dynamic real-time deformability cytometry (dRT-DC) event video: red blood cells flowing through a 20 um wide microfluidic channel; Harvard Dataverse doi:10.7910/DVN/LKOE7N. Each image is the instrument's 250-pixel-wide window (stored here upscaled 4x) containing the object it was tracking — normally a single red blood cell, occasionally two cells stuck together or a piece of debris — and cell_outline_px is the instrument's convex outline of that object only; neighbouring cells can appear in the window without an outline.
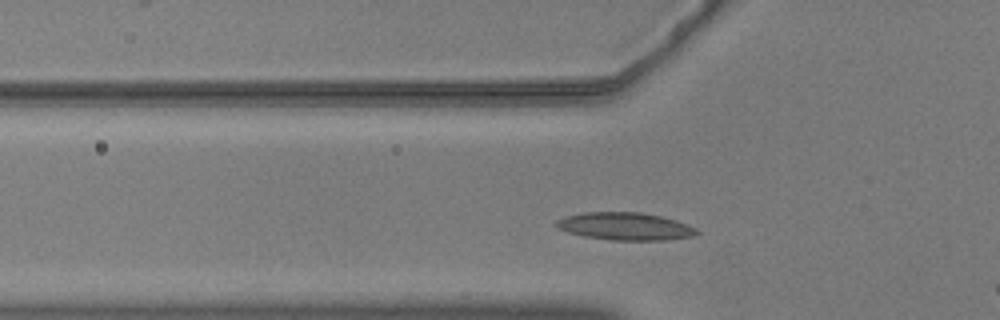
{"species": "common noctule bat (a hibernating species)", "species_latin": "Nyctalus noctula", "temperature_condition": "warm", "stored_images_in_passage": 39, "camera_frame_rate_fps": 3000, "um_per_image_px": 0.085, "animal": {"sex": "male", "body_mass_g": 20.5, "forearm_length_mm": 52.5}, "frame": {"image": 1, "passage_image": 8, "time_ms": 2.333, "image_size_px": [1000, 320], "cell_outline_px": [[700, 232], [692, 236], [664, 240], [612, 240], [584, 236], [568, 232], [556, 228], [552, 224], [556, 220], [564, 216], [584, 212], [640, 212], [660, 216], [676, 220], [688, 224], [696, 228]], "centroid_in_image_um": [53.09, 19.23], "position_along_channel_um": 72.7, "area_um2": 22.72}}
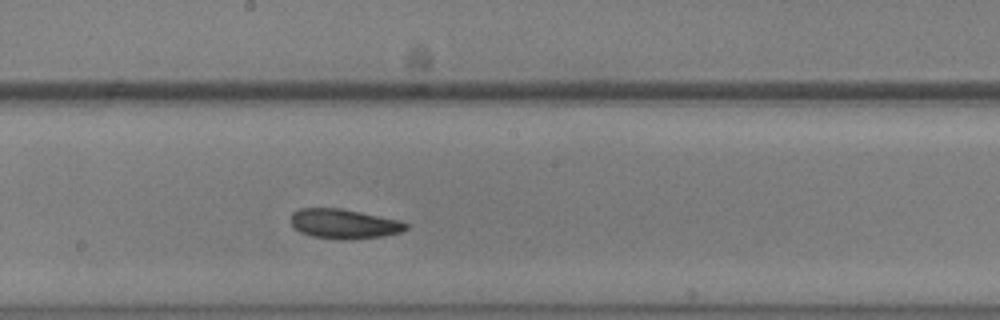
{"frame": {"image": 2, "passage_image": 20, "time_ms": 6.333, "image_size_px": [1000, 320], "cell_outline_px": [[408, 228], [400, 232], [384, 236], [352, 240], [336, 240], [312, 236], [300, 232], [292, 224], [292, 212], [300, 208], [340, 208], [400, 220], [408, 224]], "centroid_in_image_um": [29.26, 19.04], "position_along_channel_um": 218.9, "area_um2": 20.0}}
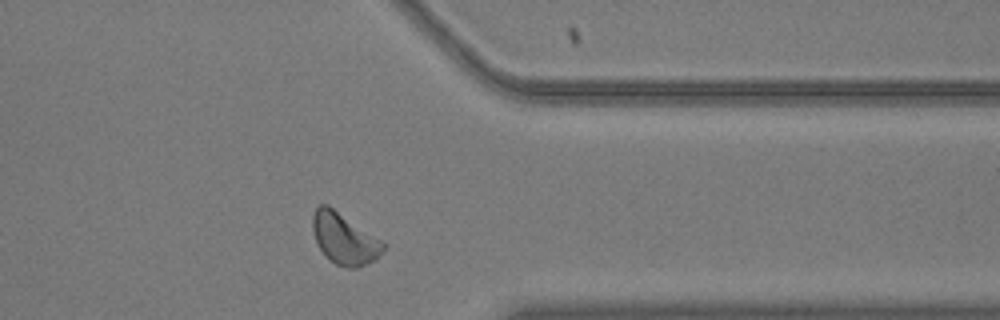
{"frame": {"image": 3, "passage_image": 34, "time_ms": 11.0, "image_size_px": [1000, 320], "cell_outline_px": [[384, 248], [376, 260], [356, 268], [348, 268], [336, 264], [320, 248], [316, 240], [312, 228], [312, 216], [316, 208], [320, 204], [328, 204], [380, 240], [384, 244]], "centroid_in_image_um": [29.25, 20.28], "position_along_channel_um": 382.1, "area_um2": 20.52}}